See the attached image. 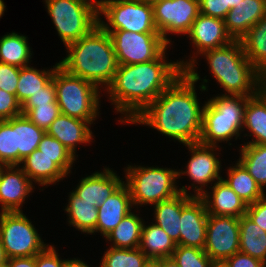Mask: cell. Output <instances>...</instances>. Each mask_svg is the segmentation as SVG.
<instances>
[{"mask_svg": "<svg viewBox=\"0 0 266 267\" xmlns=\"http://www.w3.org/2000/svg\"><path fill=\"white\" fill-rule=\"evenodd\" d=\"M168 46L156 59L139 64L118 65L112 83L104 91L107 100L121 116L118 123L129 125L184 70L178 60H170ZM127 123V124H126Z\"/></svg>", "mask_w": 266, "mask_h": 267, "instance_id": "cell-1", "label": "cell"}, {"mask_svg": "<svg viewBox=\"0 0 266 267\" xmlns=\"http://www.w3.org/2000/svg\"><path fill=\"white\" fill-rule=\"evenodd\" d=\"M196 85L183 72L129 124L148 126L180 145L197 143L205 102H199Z\"/></svg>", "mask_w": 266, "mask_h": 267, "instance_id": "cell-2", "label": "cell"}, {"mask_svg": "<svg viewBox=\"0 0 266 267\" xmlns=\"http://www.w3.org/2000/svg\"><path fill=\"white\" fill-rule=\"evenodd\" d=\"M200 56L207 62L210 76L222 87L224 93L220 94L255 96L262 89L265 77L248 60L241 41L233 40L223 47L206 50L184 69L193 81L201 80L198 87L201 93L209 92V78L201 79L197 71Z\"/></svg>", "mask_w": 266, "mask_h": 267, "instance_id": "cell-3", "label": "cell"}, {"mask_svg": "<svg viewBox=\"0 0 266 267\" xmlns=\"http://www.w3.org/2000/svg\"><path fill=\"white\" fill-rule=\"evenodd\" d=\"M59 61L68 73L92 82L101 91L112 83L118 68L110 34L100 25L78 41L68 44Z\"/></svg>", "mask_w": 266, "mask_h": 267, "instance_id": "cell-4", "label": "cell"}, {"mask_svg": "<svg viewBox=\"0 0 266 267\" xmlns=\"http://www.w3.org/2000/svg\"><path fill=\"white\" fill-rule=\"evenodd\" d=\"M252 96L216 94L205 101L199 143L222 146L219 143L241 139L244 112ZM234 137V138H233Z\"/></svg>", "mask_w": 266, "mask_h": 267, "instance_id": "cell-5", "label": "cell"}, {"mask_svg": "<svg viewBox=\"0 0 266 267\" xmlns=\"http://www.w3.org/2000/svg\"><path fill=\"white\" fill-rule=\"evenodd\" d=\"M126 165L123 178L134 208L138 209L145 205L152 207L180 193L177 169L153 165L149 167L135 163Z\"/></svg>", "mask_w": 266, "mask_h": 267, "instance_id": "cell-6", "label": "cell"}, {"mask_svg": "<svg viewBox=\"0 0 266 267\" xmlns=\"http://www.w3.org/2000/svg\"><path fill=\"white\" fill-rule=\"evenodd\" d=\"M53 81L61 114L94 125L101 114L102 91L92 82L68 73L60 65L53 74Z\"/></svg>", "mask_w": 266, "mask_h": 267, "instance_id": "cell-7", "label": "cell"}, {"mask_svg": "<svg viewBox=\"0 0 266 267\" xmlns=\"http://www.w3.org/2000/svg\"><path fill=\"white\" fill-rule=\"evenodd\" d=\"M64 47L99 25L98 5L91 0H43Z\"/></svg>", "mask_w": 266, "mask_h": 267, "instance_id": "cell-8", "label": "cell"}, {"mask_svg": "<svg viewBox=\"0 0 266 267\" xmlns=\"http://www.w3.org/2000/svg\"><path fill=\"white\" fill-rule=\"evenodd\" d=\"M98 18L99 25L109 34L114 30L159 33L152 4L147 1L103 0L98 5Z\"/></svg>", "mask_w": 266, "mask_h": 267, "instance_id": "cell-9", "label": "cell"}, {"mask_svg": "<svg viewBox=\"0 0 266 267\" xmlns=\"http://www.w3.org/2000/svg\"><path fill=\"white\" fill-rule=\"evenodd\" d=\"M184 146L187 148L190 158L185 165L186 169L183 167L178 169L177 175L178 179L183 175L187 176L192 183L187 186L178 184L179 191L192 197H201L216 181L223 177L221 172L225 169L222 170L221 164L223 163L219 157L222 147L204 145L199 142ZM190 190H193L192 193Z\"/></svg>", "mask_w": 266, "mask_h": 267, "instance_id": "cell-10", "label": "cell"}, {"mask_svg": "<svg viewBox=\"0 0 266 267\" xmlns=\"http://www.w3.org/2000/svg\"><path fill=\"white\" fill-rule=\"evenodd\" d=\"M0 241L8 259L36 256L49 245L23 212H0Z\"/></svg>", "mask_w": 266, "mask_h": 267, "instance_id": "cell-11", "label": "cell"}, {"mask_svg": "<svg viewBox=\"0 0 266 267\" xmlns=\"http://www.w3.org/2000/svg\"><path fill=\"white\" fill-rule=\"evenodd\" d=\"M110 37L118 65L152 61L169 46L160 33L114 30L110 33Z\"/></svg>", "mask_w": 266, "mask_h": 267, "instance_id": "cell-12", "label": "cell"}, {"mask_svg": "<svg viewBox=\"0 0 266 267\" xmlns=\"http://www.w3.org/2000/svg\"><path fill=\"white\" fill-rule=\"evenodd\" d=\"M152 7L157 31L169 46L174 43L170 35H187L200 14L199 0H160Z\"/></svg>", "mask_w": 266, "mask_h": 267, "instance_id": "cell-13", "label": "cell"}, {"mask_svg": "<svg viewBox=\"0 0 266 267\" xmlns=\"http://www.w3.org/2000/svg\"><path fill=\"white\" fill-rule=\"evenodd\" d=\"M240 218L208 214L205 253L212 260H227L239 252Z\"/></svg>", "mask_w": 266, "mask_h": 267, "instance_id": "cell-14", "label": "cell"}, {"mask_svg": "<svg viewBox=\"0 0 266 267\" xmlns=\"http://www.w3.org/2000/svg\"><path fill=\"white\" fill-rule=\"evenodd\" d=\"M190 45L193 46L189 59H179V65L184 70L202 52L220 48L233 41L227 32L223 19L199 14L192 24L189 33L186 35Z\"/></svg>", "mask_w": 266, "mask_h": 267, "instance_id": "cell-15", "label": "cell"}, {"mask_svg": "<svg viewBox=\"0 0 266 267\" xmlns=\"http://www.w3.org/2000/svg\"><path fill=\"white\" fill-rule=\"evenodd\" d=\"M180 240L177 245L204 249L208 213L200 197L182 193Z\"/></svg>", "mask_w": 266, "mask_h": 267, "instance_id": "cell-16", "label": "cell"}, {"mask_svg": "<svg viewBox=\"0 0 266 267\" xmlns=\"http://www.w3.org/2000/svg\"><path fill=\"white\" fill-rule=\"evenodd\" d=\"M35 185L19 165L4 166L0 178V212H23Z\"/></svg>", "mask_w": 266, "mask_h": 267, "instance_id": "cell-17", "label": "cell"}, {"mask_svg": "<svg viewBox=\"0 0 266 267\" xmlns=\"http://www.w3.org/2000/svg\"><path fill=\"white\" fill-rule=\"evenodd\" d=\"M118 175L114 169L103 166L102 171L97 170L81 178L72 191L98 207L124 183V178Z\"/></svg>", "mask_w": 266, "mask_h": 267, "instance_id": "cell-18", "label": "cell"}, {"mask_svg": "<svg viewBox=\"0 0 266 267\" xmlns=\"http://www.w3.org/2000/svg\"><path fill=\"white\" fill-rule=\"evenodd\" d=\"M91 126L88 121L60 114L46 133L57 139L75 158H78L77 146L78 148L80 144L90 146L94 142L95 135Z\"/></svg>", "mask_w": 266, "mask_h": 267, "instance_id": "cell-19", "label": "cell"}, {"mask_svg": "<svg viewBox=\"0 0 266 267\" xmlns=\"http://www.w3.org/2000/svg\"><path fill=\"white\" fill-rule=\"evenodd\" d=\"M128 187L123 183L100 206L95 230L91 233H100L103 239L133 210Z\"/></svg>", "mask_w": 266, "mask_h": 267, "instance_id": "cell-20", "label": "cell"}, {"mask_svg": "<svg viewBox=\"0 0 266 267\" xmlns=\"http://www.w3.org/2000/svg\"><path fill=\"white\" fill-rule=\"evenodd\" d=\"M200 198L204 201L207 213L210 215L238 218L246 215L248 205L223 179L216 181Z\"/></svg>", "mask_w": 266, "mask_h": 267, "instance_id": "cell-21", "label": "cell"}, {"mask_svg": "<svg viewBox=\"0 0 266 267\" xmlns=\"http://www.w3.org/2000/svg\"><path fill=\"white\" fill-rule=\"evenodd\" d=\"M265 14L266 0H242L224 19L227 32L233 40L240 41Z\"/></svg>", "mask_w": 266, "mask_h": 267, "instance_id": "cell-22", "label": "cell"}, {"mask_svg": "<svg viewBox=\"0 0 266 267\" xmlns=\"http://www.w3.org/2000/svg\"><path fill=\"white\" fill-rule=\"evenodd\" d=\"M31 182L40 188V191L51 185H56L69 177L54 161L53 158L42 154L38 149L22 160L19 165Z\"/></svg>", "mask_w": 266, "mask_h": 267, "instance_id": "cell-23", "label": "cell"}, {"mask_svg": "<svg viewBox=\"0 0 266 267\" xmlns=\"http://www.w3.org/2000/svg\"><path fill=\"white\" fill-rule=\"evenodd\" d=\"M242 131L244 137L251 138L250 141H246L247 143L244 142V144L266 145V92L263 89L248 99Z\"/></svg>", "mask_w": 266, "mask_h": 267, "instance_id": "cell-24", "label": "cell"}, {"mask_svg": "<svg viewBox=\"0 0 266 267\" xmlns=\"http://www.w3.org/2000/svg\"><path fill=\"white\" fill-rule=\"evenodd\" d=\"M138 212V214H136ZM132 210L122 221L104 238L113 248L136 249L140 247L142 227L145 219L141 217L139 209ZM136 212V213H135ZM110 242V243H109Z\"/></svg>", "mask_w": 266, "mask_h": 267, "instance_id": "cell-25", "label": "cell"}, {"mask_svg": "<svg viewBox=\"0 0 266 267\" xmlns=\"http://www.w3.org/2000/svg\"><path fill=\"white\" fill-rule=\"evenodd\" d=\"M67 201L63 209L67 214V224L81 234L91 235L96 228L98 207L93 202L79 198L73 191L69 192Z\"/></svg>", "mask_w": 266, "mask_h": 267, "instance_id": "cell-26", "label": "cell"}, {"mask_svg": "<svg viewBox=\"0 0 266 267\" xmlns=\"http://www.w3.org/2000/svg\"><path fill=\"white\" fill-rule=\"evenodd\" d=\"M226 168V175L222 179L247 205L266 195V192L255 182L248 170L238 159L235 164L232 166L229 164V167Z\"/></svg>", "mask_w": 266, "mask_h": 267, "instance_id": "cell-27", "label": "cell"}, {"mask_svg": "<svg viewBox=\"0 0 266 267\" xmlns=\"http://www.w3.org/2000/svg\"><path fill=\"white\" fill-rule=\"evenodd\" d=\"M152 222L162 228L176 243L180 240L182 192L153 205Z\"/></svg>", "mask_w": 266, "mask_h": 267, "instance_id": "cell-28", "label": "cell"}, {"mask_svg": "<svg viewBox=\"0 0 266 267\" xmlns=\"http://www.w3.org/2000/svg\"><path fill=\"white\" fill-rule=\"evenodd\" d=\"M143 223L140 250L151 259L172 257L176 243L157 224Z\"/></svg>", "mask_w": 266, "mask_h": 267, "instance_id": "cell-29", "label": "cell"}, {"mask_svg": "<svg viewBox=\"0 0 266 267\" xmlns=\"http://www.w3.org/2000/svg\"><path fill=\"white\" fill-rule=\"evenodd\" d=\"M28 39L26 35L15 31L1 36L0 62L19 68L29 66L34 55Z\"/></svg>", "mask_w": 266, "mask_h": 267, "instance_id": "cell-30", "label": "cell"}, {"mask_svg": "<svg viewBox=\"0 0 266 267\" xmlns=\"http://www.w3.org/2000/svg\"><path fill=\"white\" fill-rule=\"evenodd\" d=\"M13 131L16 140V165H20L22 160L38 149L45 131L23 114L13 117Z\"/></svg>", "mask_w": 266, "mask_h": 267, "instance_id": "cell-31", "label": "cell"}, {"mask_svg": "<svg viewBox=\"0 0 266 267\" xmlns=\"http://www.w3.org/2000/svg\"><path fill=\"white\" fill-rule=\"evenodd\" d=\"M240 41L248 60L266 78V14Z\"/></svg>", "mask_w": 266, "mask_h": 267, "instance_id": "cell-32", "label": "cell"}, {"mask_svg": "<svg viewBox=\"0 0 266 267\" xmlns=\"http://www.w3.org/2000/svg\"><path fill=\"white\" fill-rule=\"evenodd\" d=\"M60 63L56 62L53 68L37 69L34 66L20 68L19 81L16 89V97L23 105L31 96L41 91V89L52 79L56 68Z\"/></svg>", "mask_w": 266, "mask_h": 267, "instance_id": "cell-33", "label": "cell"}, {"mask_svg": "<svg viewBox=\"0 0 266 267\" xmlns=\"http://www.w3.org/2000/svg\"><path fill=\"white\" fill-rule=\"evenodd\" d=\"M239 251L266 264V232L246 215L240 217Z\"/></svg>", "mask_w": 266, "mask_h": 267, "instance_id": "cell-34", "label": "cell"}, {"mask_svg": "<svg viewBox=\"0 0 266 267\" xmlns=\"http://www.w3.org/2000/svg\"><path fill=\"white\" fill-rule=\"evenodd\" d=\"M238 160L245 166L255 182L266 192V145L240 144Z\"/></svg>", "mask_w": 266, "mask_h": 267, "instance_id": "cell-35", "label": "cell"}, {"mask_svg": "<svg viewBox=\"0 0 266 267\" xmlns=\"http://www.w3.org/2000/svg\"><path fill=\"white\" fill-rule=\"evenodd\" d=\"M98 267H142L148 257L140 250L113 248L105 249Z\"/></svg>", "mask_w": 266, "mask_h": 267, "instance_id": "cell-36", "label": "cell"}, {"mask_svg": "<svg viewBox=\"0 0 266 267\" xmlns=\"http://www.w3.org/2000/svg\"><path fill=\"white\" fill-rule=\"evenodd\" d=\"M38 150L47 157L53 158V161L68 175L72 174V167L75 166V158L57 139L45 134L41 138ZM71 173V174H70Z\"/></svg>", "mask_w": 266, "mask_h": 267, "instance_id": "cell-37", "label": "cell"}, {"mask_svg": "<svg viewBox=\"0 0 266 267\" xmlns=\"http://www.w3.org/2000/svg\"><path fill=\"white\" fill-rule=\"evenodd\" d=\"M0 164L16 165V140L13 118L0 121Z\"/></svg>", "mask_w": 266, "mask_h": 267, "instance_id": "cell-38", "label": "cell"}, {"mask_svg": "<svg viewBox=\"0 0 266 267\" xmlns=\"http://www.w3.org/2000/svg\"><path fill=\"white\" fill-rule=\"evenodd\" d=\"M172 257L179 267H209L212 259L204 249L176 245Z\"/></svg>", "mask_w": 266, "mask_h": 267, "instance_id": "cell-39", "label": "cell"}, {"mask_svg": "<svg viewBox=\"0 0 266 267\" xmlns=\"http://www.w3.org/2000/svg\"><path fill=\"white\" fill-rule=\"evenodd\" d=\"M60 114L58 104H43L32 108L25 116L46 132Z\"/></svg>", "mask_w": 266, "mask_h": 267, "instance_id": "cell-40", "label": "cell"}, {"mask_svg": "<svg viewBox=\"0 0 266 267\" xmlns=\"http://www.w3.org/2000/svg\"><path fill=\"white\" fill-rule=\"evenodd\" d=\"M56 88L52 79L22 105V114L26 115L32 108L43 104H57Z\"/></svg>", "mask_w": 266, "mask_h": 267, "instance_id": "cell-41", "label": "cell"}, {"mask_svg": "<svg viewBox=\"0 0 266 267\" xmlns=\"http://www.w3.org/2000/svg\"><path fill=\"white\" fill-rule=\"evenodd\" d=\"M22 114V105L16 95L0 89V121L9 120Z\"/></svg>", "mask_w": 266, "mask_h": 267, "instance_id": "cell-42", "label": "cell"}, {"mask_svg": "<svg viewBox=\"0 0 266 267\" xmlns=\"http://www.w3.org/2000/svg\"><path fill=\"white\" fill-rule=\"evenodd\" d=\"M20 68L0 62V89L16 95Z\"/></svg>", "mask_w": 266, "mask_h": 267, "instance_id": "cell-43", "label": "cell"}, {"mask_svg": "<svg viewBox=\"0 0 266 267\" xmlns=\"http://www.w3.org/2000/svg\"><path fill=\"white\" fill-rule=\"evenodd\" d=\"M199 7L201 14L223 20L229 11L227 0H199Z\"/></svg>", "mask_w": 266, "mask_h": 267, "instance_id": "cell-44", "label": "cell"}, {"mask_svg": "<svg viewBox=\"0 0 266 267\" xmlns=\"http://www.w3.org/2000/svg\"><path fill=\"white\" fill-rule=\"evenodd\" d=\"M56 249L54 244H49L39 252L36 255V267H63L65 258L62 259Z\"/></svg>", "mask_w": 266, "mask_h": 267, "instance_id": "cell-45", "label": "cell"}, {"mask_svg": "<svg viewBox=\"0 0 266 267\" xmlns=\"http://www.w3.org/2000/svg\"><path fill=\"white\" fill-rule=\"evenodd\" d=\"M246 216L266 232V195L248 205Z\"/></svg>", "mask_w": 266, "mask_h": 267, "instance_id": "cell-46", "label": "cell"}, {"mask_svg": "<svg viewBox=\"0 0 266 267\" xmlns=\"http://www.w3.org/2000/svg\"><path fill=\"white\" fill-rule=\"evenodd\" d=\"M227 262L230 267H266V264L261 260L240 251L229 257Z\"/></svg>", "mask_w": 266, "mask_h": 267, "instance_id": "cell-47", "label": "cell"}, {"mask_svg": "<svg viewBox=\"0 0 266 267\" xmlns=\"http://www.w3.org/2000/svg\"><path fill=\"white\" fill-rule=\"evenodd\" d=\"M9 267H36V256L14 257L7 261Z\"/></svg>", "mask_w": 266, "mask_h": 267, "instance_id": "cell-48", "label": "cell"}, {"mask_svg": "<svg viewBox=\"0 0 266 267\" xmlns=\"http://www.w3.org/2000/svg\"><path fill=\"white\" fill-rule=\"evenodd\" d=\"M63 267H91V265H88L87 262L78 257H74L65 259Z\"/></svg>", "mask_w": 266, "mask_h": 267, "instance_id": "cell-49", "label": "cell"}, {"mask_svg": "<svg viewBox=\"0 0 266 267\" xmlns=\"http://www.w3.org/2000/svg\"><path fill=\"white\" fill-rule=\"evenodd\" d=\"M160 267H179L173 257L159 258Z\"/></svg>", "mask_w": 266, "mask_h": 267, "instance_id": "cell-50", "label": "cell"}, {"mask_svg": "<svg viewBox=\"0 0 266 267\" xmlns=\"http://www.w3.org/2000/svg\"><path fill=\"white\" fill-rule=\"evenodd\" d=\"M209 267H230L227 260H212Z\"/></svg>", "mask_w": 266, "mask_h": 267, "instance_id": "cell-51", "label": "cell"}, {"mask_svg": "<svg viewBox=\"0 0 266 267\" xmlns=\"http://www.w3.org/2000/svg\"><path fill=\"white\" fill-rule=\"evenodd\" d=\"M142 267H160V262L158 259L148 258Z\"/></svg>", "mask_w": 266, "mask_h": 267, "instance_id": "cell-52", "label": "cell"}, {"mask_svg": "<svg viewBox=\"0 0 266 267\" xmlns=\"http://www.w3.org/2000/svg\"><path fill=\"white\" fill-rule=\"evenodd\" d=\"M7 261H8V257L0 241V265L7 263Z\"/></svg>", "mask_w": 266, "mask_h": 267, "instance_id": "cell-53", "label": "cell"}, {"mask_svg": "<svg viewBox=\"0 0 266 267\" xmlns=\"http://www.w3.org/2000/svg\"><path fill=\"white\" fill-rule=\"evenodd\" d=\"M6 11V5L4 0H0V19L4 16V12Z\"/></svg>", "mask_w": 266, "mask_h": 267, "instance_id": "cell-54", "label": "cell"}, {"mask_svg": "<svg viewBox=\"0 0 266 267\" xmlns=\"http://www.w3.org/2000/svg\"><path fill=\"white\" fill-rule=\"evenodd\" d=\"M242 0H227V5H229V10L236 7L237 4Z\"/></svg>", "mask_w": 266, "mask_h": 267, "instance_id": "cell-55", "label": "cell"}, {"mask_svg": "<svg viewBox=\"0 0 266 267\" xmlns=\"http://www.w3.org/2000/svg\"><path fill=\"white\" fill-rule=\"evenodd\" d=\"M92 2H94L96 5H99L103 0H91Z\"/></svg>", "mask_w": 266, "mask_h": 267, "instance_id": "cell-56", "label": "cell"}, {"mask_svg": "<svg viewBox=\"0 0 266 267\" xmlns=\"http://www.w3.org/2000/svg\"><path fill=\"white\" fill-rule=\"evenodd\" d=\"M262 89L266 92V78L264 80V83H263V86H262Z\"/></svg>", "mask_w": 266, "mask_h": 267, "instance_id": "cell-57", "label": "cell"}, {"mask_svg": "<svg viewBox=\"0 0 266 267\" xmlns=\"http://www.w3.org/2000/svg\"><path fill=\"white\" fill-rule=\"evenodd\" d=\"M5 165H3V164H0V178H1V175H2V170H3V167H4Z\"/></svg>", "mask_w": 266, "mask_h": 267, "instance_id": "cell-58", "label": "cell"}, {"mask_svg": "<svg viewBox=\"0 0 266 267\" xmlns=\"http://www.w3.org/2000/svg\"><path fill=\"white\" fill-rule=\"evenodd\" d=\"M158 1H160V0H147V2H149L150 4H153V3L158 2Z\"/></svg>", "mask_w": 266, "mask_h": 267, "instance_id": "cell-59", "label": "cell"}, {"mask_svg": "<svg viewBox=\"0 0 266 267\" xmlns=\"http://www.w3.org/2000/svg\"><path fill=\"white\" fill-rule=\"evenodd\" d=\"M0 267H9V266H8V263H4V264L0 265Z\"/></svg>", "mask_w": 266, "mask_h": 267, "instance_id": "cell-60", "label": "cell"}]
</instances>
